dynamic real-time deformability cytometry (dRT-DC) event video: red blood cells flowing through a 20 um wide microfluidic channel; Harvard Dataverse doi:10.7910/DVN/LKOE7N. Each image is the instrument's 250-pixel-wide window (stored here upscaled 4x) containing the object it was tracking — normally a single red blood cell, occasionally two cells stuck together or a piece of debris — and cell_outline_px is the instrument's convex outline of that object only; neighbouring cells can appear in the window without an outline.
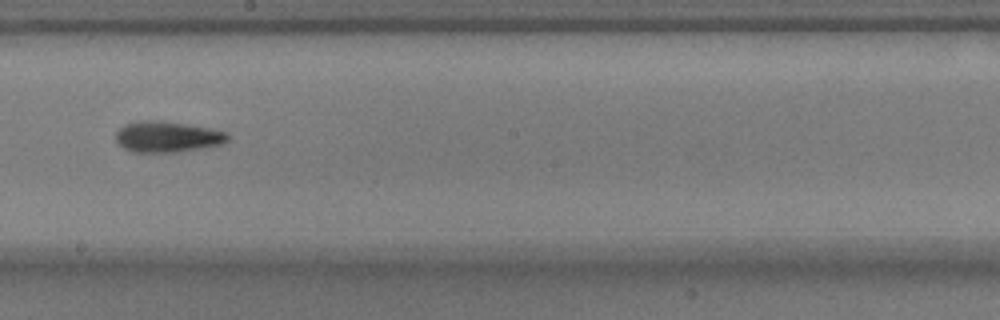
{"species": "common noctule bat (a hibernating species)", "species_latin": "Nyctalus noctula", "temperature_condition": "warm", "stored_images_in_passage": 41, "camera_frame_rate_fps": 3000, "um_per_image_px": 0.085, "animal": {"sex": "male", "body_mass_g": 17.9}, "frame": {"image": 1, "passage_image": 18, "time_ms": 5.667, "image_size_px": [1000, 320], "cell_outline_px": [[228, 140], [224, 144], [176, 152], [132, 152], [124, 148], [116, 140], [116, 132], [124, 124], [144, 120], [156, 120], [212, 128], [228, 132]], "centroid_in_image_um": [14.24, 11.62], "position_along_channel_um": 234.0, "area_um2": 20.11}}
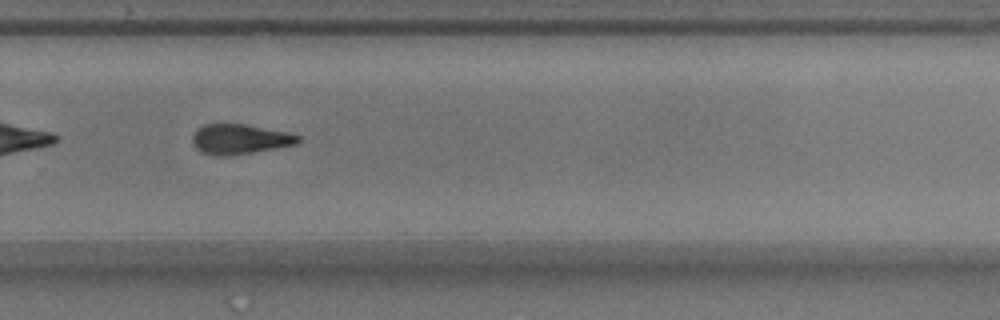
{"frame": {"image": 2, "passage_image": 24, "time_ms": 7.667, "image_size_px": [1000, 320], "cell_outline_px": [[300, 140], [296, 144], [276, 148], [228, 156], [216, 156], [200, 152], [192, 144], [192, 136], [196, 128], [204, 124], [244, 124], [288, 132], [300, 136]], "centroid_in_image_um": [20.33, 11.83], "position_along_channel_um": 309.5, "area_um2": 18.55}}
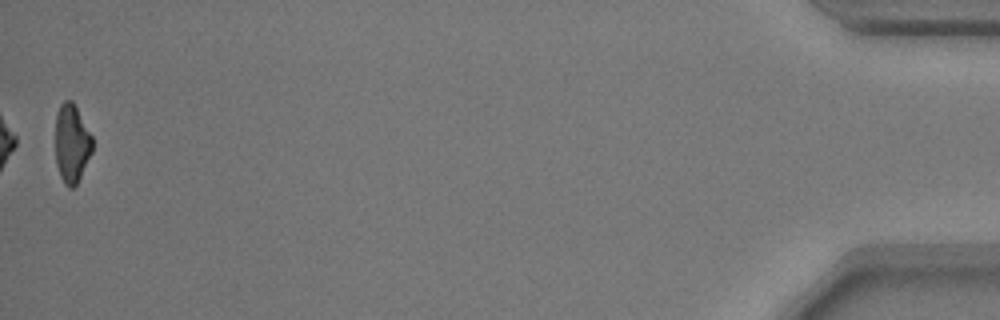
{"frame": {"image": 3, "passage_image": 41, "time_ms": 13.333, "image_size_px": [1000, 320], "cell_outline_px": [[92, 152], [76, 184], [72, 188], [68, 188], [64, 184], [60, 176], [56, 164], [56, 112], [60, 104], [64, 100], [72, 100], [92, 136]], "centroid_in_image_um": [6.08, 12.18], "position_along_channel_um": 429.1, "area_um2": 16.82}, "authors_computed_cell_mechanics": {"area_um2": 18.6116, "velocity_mm_per_s": 3.7868, "shape_relaxation_time_tau1_ms": 6.9855, "shape_relaxation_time_tau2_ms": 10.7218, "deformation_change_tau1": 0.1777, "deformation_change_tau2": 0.2555}}